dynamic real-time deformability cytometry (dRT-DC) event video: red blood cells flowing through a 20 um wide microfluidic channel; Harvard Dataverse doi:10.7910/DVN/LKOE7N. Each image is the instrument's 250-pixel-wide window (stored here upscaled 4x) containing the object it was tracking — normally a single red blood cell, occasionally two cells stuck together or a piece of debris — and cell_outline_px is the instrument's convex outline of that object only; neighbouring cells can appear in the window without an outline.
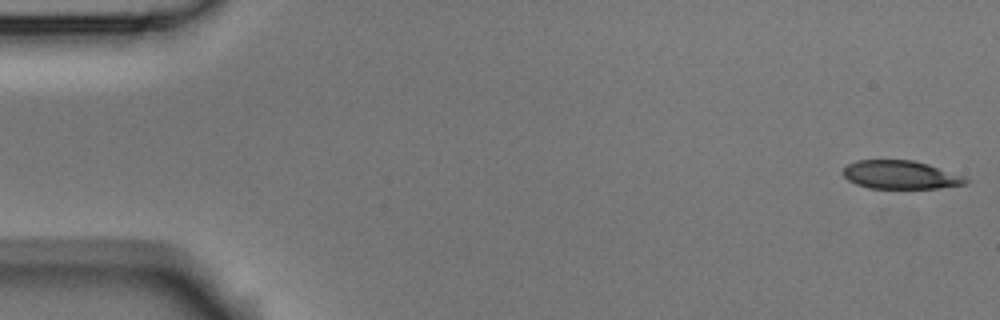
{"species": "Egyptian fruit bat (a non-hibernating species)", "species_latin": "Rousettus aegyptiacus", "temperature_condition": "room temperature", "stored_images_in_passage": 53, "camera_frame_rate_fps": 3000, "um_per_image_px": 0.085, "animal": {"sex": "male"}, "frame": {"image": 1, "passage_image": 1, "time_ms": 0.0, "image_size_px": [1000, 320], "cell_outline_px": [[972, 180], [964, 184], [940, 188], [868, 188], [856, 184], [848, 180], [840, 172], [848, 164], [856, 160], [912, 160], [928, 164], [964, 176]], "centroid_in_image_um": [76.53, 14.86], "position_along_channel_um": 8.5, "area_um2": 20.35}}
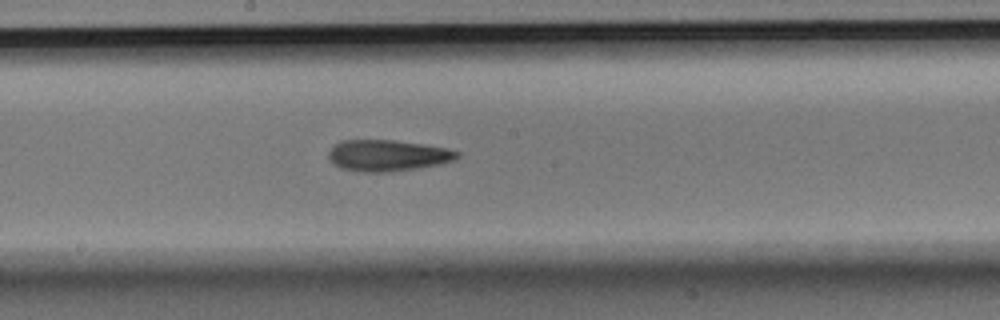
{"frame": {"image": 2, "passage_image": 28, "time_ms": 9.0, "image_size_px": [1000, 320], "cell_outline_px": [[460, 156], [456, 160], [440, 164], [420, 168], [388, 172], [364, 172], [340, 168], [328, 156], [328, 152], [340, 140], [396, 140], [424, 144], [448, 148], [460, 152]], "centroid_in_image_um": [33.01, 13.21], "position_along_channel_um": 215.2, "area_um2": 23.58}}
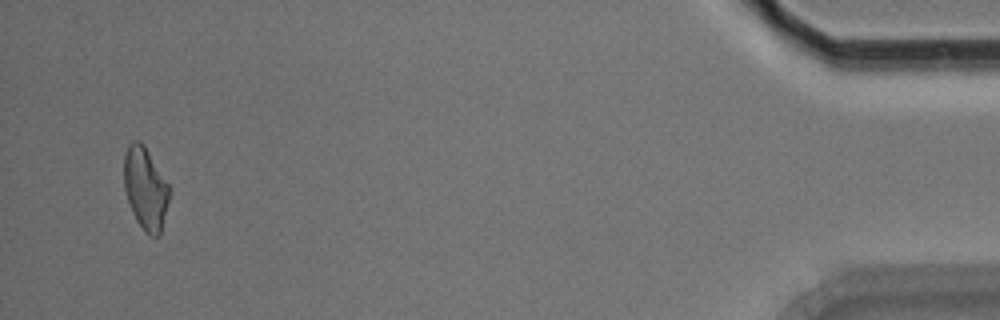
{"frame": {"image": 3, "passage_image": 51, "time_ms": 16.667, "image_size_px": [1000, 320], "cell_outline_px": [[168, 200], [160, 236], [148, 236], [144, 232], [136, 220], [132, 212], [124, 188], [124, 156], [128, 144], [132, 140], [140, 140], [144, 144], [168, 184]], "centroid_in_image_um": [12.33, 16.01], "position_along_channel_um": 422.9, "area_um2": 21.62}, "authors_computed_cell_mechanics": {"area_um2": 22.542, "velocity_mm_per_s": 3.7764, "shape_relaxation_time_tau1_ms": null, "shape_relaxation_time_tau2_ms": 4.3326, "deformation_change_tau1": null, "deformation_change_tau2": 0.1254}}